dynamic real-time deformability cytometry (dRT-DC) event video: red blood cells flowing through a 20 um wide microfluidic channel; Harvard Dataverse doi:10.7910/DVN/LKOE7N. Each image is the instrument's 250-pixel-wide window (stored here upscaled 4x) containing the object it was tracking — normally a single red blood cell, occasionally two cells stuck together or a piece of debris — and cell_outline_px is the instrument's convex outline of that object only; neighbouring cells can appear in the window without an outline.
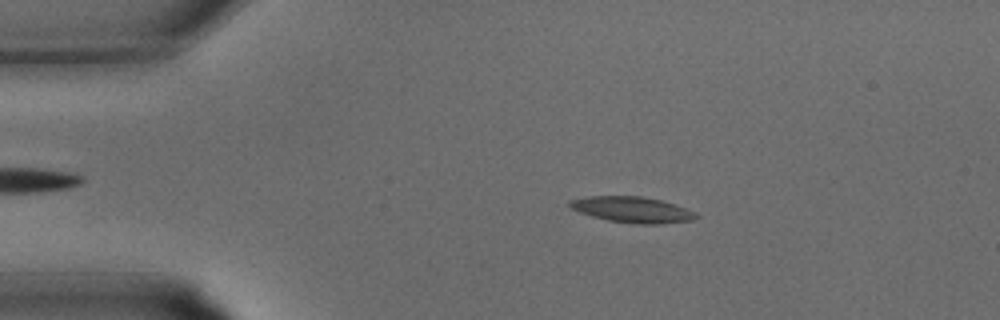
{"species": "common noctule bat (a hibernating species)", "species_latin": "Nyctalus noctula", "temperature_condition": "warm", "stored_images_in_passage": 33, "camera_frame_rate_fps": 3000, "um_per_image_px": 0.085, "animal": {"sex": "male", "body_mass_g": 15.6}, "frame": {"image": 1, "passage_image": 6, "time_ms": 1.667, "image_size_px": [1000, 320], "cell_outline_px": [[700, 216], [692, 220], [660, 224], [636, 224], [608, 220], [592, 216], [580, 212], [572, 208], [568, 204], [568, 200], [588, 196], [640, 196], [660, 200], [676, 204], [696, 212]], "centroid_in_image_um": [53.76, 17.82], "position_along_channel_um": 31.2, "area_um2": 19.07}}
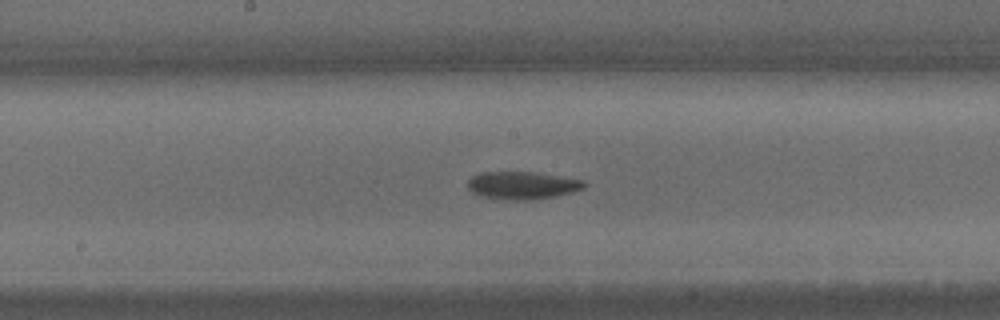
{"frame": {"image": 2, "passage_image": 17, "time_ms": 5.333, "image_size_px": [1000, 320], "cell_outline_px": [[588, 184], [584, 188], [572, 192], [556, 196], [532, 200], [512, 200], [484, 196], [472, 192], [468, 188], [468, 180], [472, 176], [480, 172], [536, 172], [584, 180]], "centroid_in_image_um": [44.43, 15.75], "position_along_channel_um": 203.8, "area_um2": 18.79}}
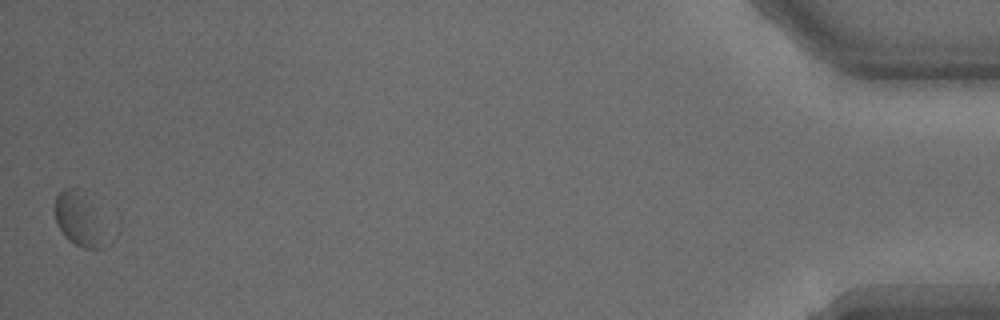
{"frame": {"image": 3, "passage_image": 33, "time_ms": 10.667, "image_size_px": [1000, 320], "cell_outline_px": [[116, 236], [104, 248], [84, 248], [68, 240], [60, 228], [56, 220], [56, 196], [64, 188], [80, 188]], "centroid_in_image_um": [6.93, 18.71], "position_along_channel_um": 428.3, "area_um2": 17.05}}